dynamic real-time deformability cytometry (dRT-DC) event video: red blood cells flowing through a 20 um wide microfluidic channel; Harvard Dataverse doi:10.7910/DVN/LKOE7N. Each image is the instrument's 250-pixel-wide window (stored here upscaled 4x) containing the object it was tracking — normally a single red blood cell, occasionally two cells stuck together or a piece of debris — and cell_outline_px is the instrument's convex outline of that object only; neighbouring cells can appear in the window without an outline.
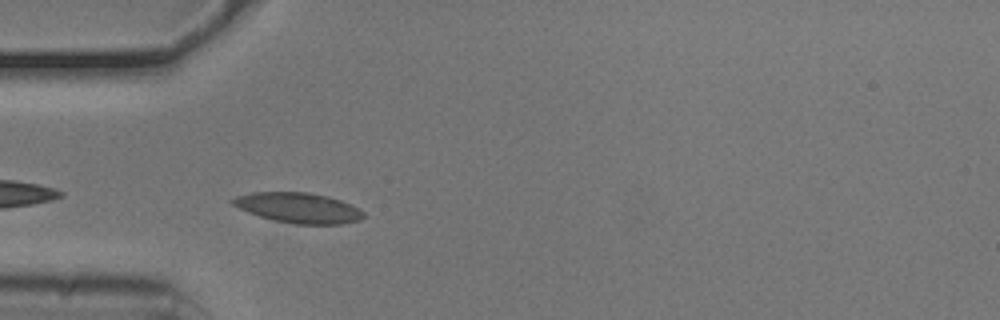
{"species": "common noctule bat (a hibernating species)", "species_latin": "Nyctalus noctula", "temperature_condition": "cold", "stored_images_in_passage": 32, "camera_frame_rate_fps": 3000, "um_per_image_px": 0.085, "animal": {"sex": "male", "body_mass_g": 20.5, "forearm_length_mm": 52.5}, "frame": {"image": 1, "passage_image": 1, "time_ms": 0.0, "image_size_px": [1000, 320], "cell_outline_px": [[364, 216], [360, 220], [340, 224], [296, 224], [276, 220], [260, 216], [248, 212], [232, 204], [228, 200], [236, 196], [252, 192], [308, 192], [328, 196], [352, 204], [364, 212]], "centroid_in_image_um": [25.37, 17.65], "position_along_channel_um": 59.6, "area_um2": 23.0}}
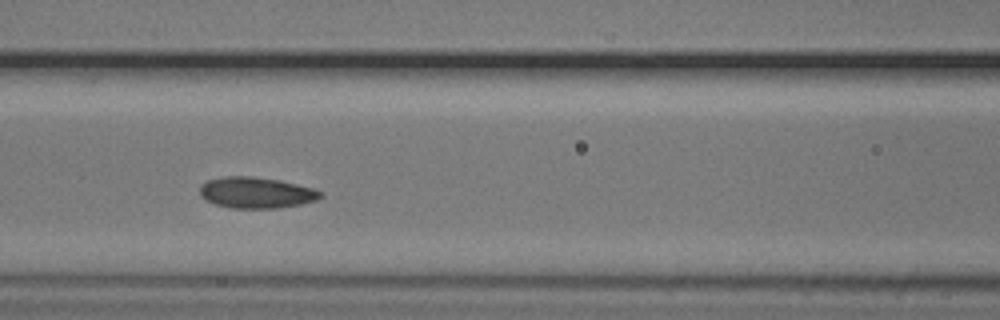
{"frame": {"image": 2, "passage_image": 8, "time_ms": 2.333, "image_size_px": [1000, 320], "cell_outline_px": [[324, 196], [316, 200], [300, 204], [276, 208], [232, 208], [216, 204], [200, 196], [200, 184], [208, 180], [224, 176], [252, 176], [280, 180], [312, 188], [324, 192]], "centroid_in_image_um": [21.79, 16.37], "position_along_channel_um": 144.8, "area_um2": 21.85}}
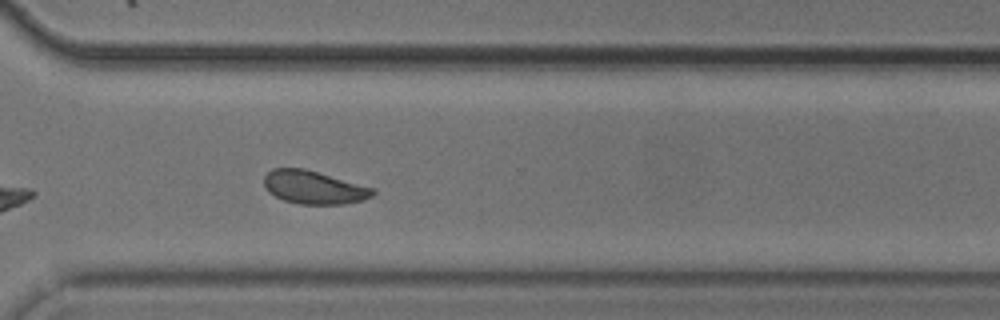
{"frame": {"image": 3, "passage_image": 24, "time_ms": 7.667, "image_size_px": [1000, 320], "cell_outline_px": [[376, 192], [372, 196], [364, 200], [344, 204], [300, 204], [284, 200], [268, 192], [264, 184], [264, 176], [272, 168], [304, 168], [376, 188]], "centroid_in_image_um": [26.7, 15.92], "position_along_channel_um": 343.9, "area_um2": 21.15}, "authors_computed_cell_mechanics": {"area_um2": 21.0681, "velocity_mm_per_s": 3.7446, "shape_relaxation_time_tau1_ms": 2.3985, "shape_relaxation_time_tau2_ms": 1.6397, "deformation_change_tau1": 0.0815, "deformation_change_tau2": 0.0614}}